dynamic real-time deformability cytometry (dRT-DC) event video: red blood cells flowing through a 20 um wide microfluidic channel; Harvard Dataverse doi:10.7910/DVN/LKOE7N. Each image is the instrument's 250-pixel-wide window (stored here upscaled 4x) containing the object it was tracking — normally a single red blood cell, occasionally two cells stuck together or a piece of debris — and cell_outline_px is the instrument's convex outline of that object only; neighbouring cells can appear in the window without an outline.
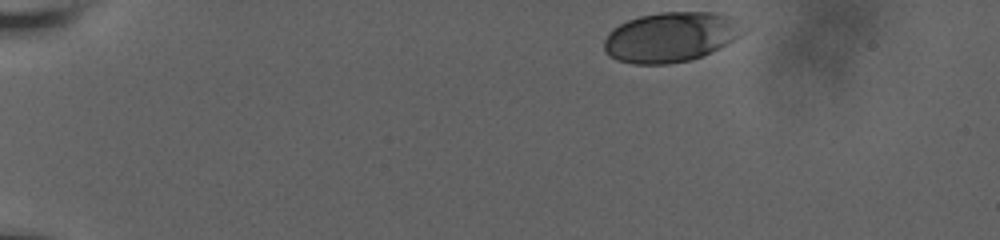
{"species": "human", "species_latin": "Homo sapiens", "temperature_condition": "room temperature", "stored_images_in_passage": 42, "camera_frame_rate_fps": 3000, "um_per_image_px": 0.085, "donor": {"sex": "male"}, "frame": {"image": 1, "passage_image": 1, "time_ms": 0.0, "image_size_px": [1000, 240], "cell_outline_px": [[748, 28], [740, 36], [720, 48], [692, 60], [668, 64], [632, 64], [616, 60], [608, 56], [604, 52], [604, 40], [608, 32], [612, 28], [628, 20], [640, 16], [660, 12], [716, 12], [732, 16]], "centroid_in_image_um": [57.03, 3.15], "position_along_channel_um": 28.0, "area_um2": 41.04}}
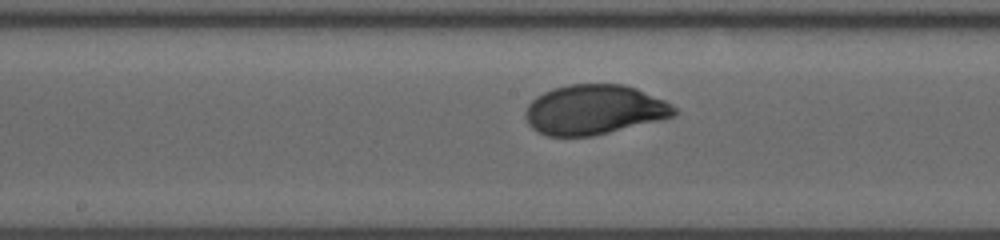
{"frame": {"image": 2, "passage_image": 24, "time_ms": 7.667, "image_size_px": [1000, 240], "cell_outline_px": [[680, 112], [676, 116], [592, 136], [548, 136], [536, 132], [528, 124], [524, 116], [524, 112], [528, 104], [536, 96], [552, 88], [568, 84], [624, 84], [636, 88], [664, 100], [672, 104]], "centroid_in_image_um": [50.49, 9.32], "position_along_channel_um": 197.7, "area_um2": 43.41}}
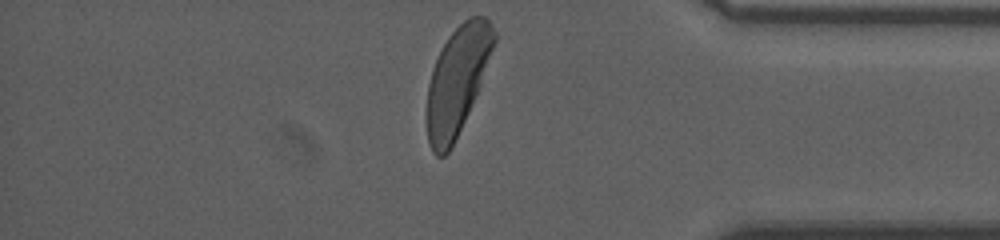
{"frame": {"image": 3, "passage_image": 42, "time_ms": 13.667, "image_size_px": [1000, 240], "cell_outline_px": [[496, 40], [480, 84], [472, 104], [448, 152], [444, 156], [436, 156], [432, 152], [428, 144], [428, 84], [432, 68], [448, 36], [468, 16], [484, 16], [488, 20], [496, 32]], "centroid_in_image_um": [38.87, 6.8], "position_along_channel_um": 396.3, "area_um2": 41.15}, "authors_computed_cell_mechanics": {"area_um2": 43.2055, "velocity_mm_per_s": 3.6117, "shape_relaxation_time_tau1_ms": 3.5031, "shape_relaxation_time_tau2_ms": null, "deformation_change_tau1": 0.155, "deformation_change_tau2": null}}